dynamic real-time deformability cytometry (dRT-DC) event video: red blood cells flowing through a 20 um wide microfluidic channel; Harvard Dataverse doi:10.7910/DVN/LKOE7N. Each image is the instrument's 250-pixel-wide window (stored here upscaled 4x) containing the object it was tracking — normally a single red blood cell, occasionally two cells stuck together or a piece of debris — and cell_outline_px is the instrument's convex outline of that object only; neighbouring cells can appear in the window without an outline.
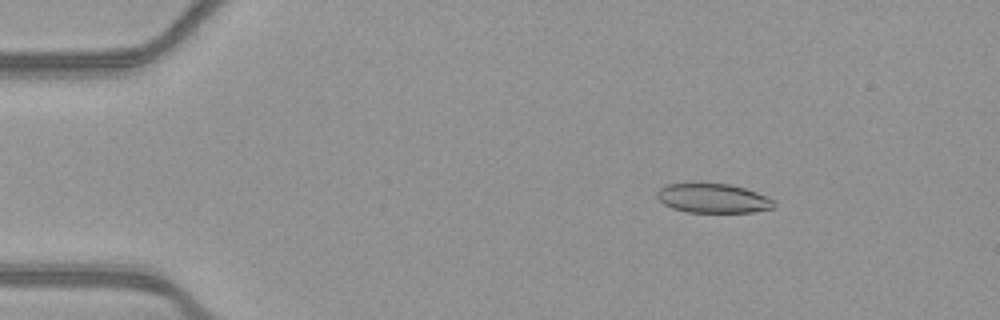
{"species": "common noctule bat (a hibernating species)", "species_latin": "Nyctalus noctula", "temperature_condition": "warm", "stored_images_in_passage": 46, "camera_frame_rate_fps": 3000, "um_per_image_px": 0.085, "animal": {"sex": "female", "body_mass_g": 21.9}, "frame": {"image": 1, "passage_image": 1, "time_ms": 0.0, "image_size_px": [1000, 320], "cell_outline_px": [[776, 204], [772, 208], [752, 212], [688, 212], [672, 208], [664, 204], [656, 196], [656, 192], [664, 184], [688, 180], [732, 184], [768, 196]], "centroid_in_image_um": [60.53, 16.79], "position_along_channel_um": 24.5, "area_um2": 20.81}}
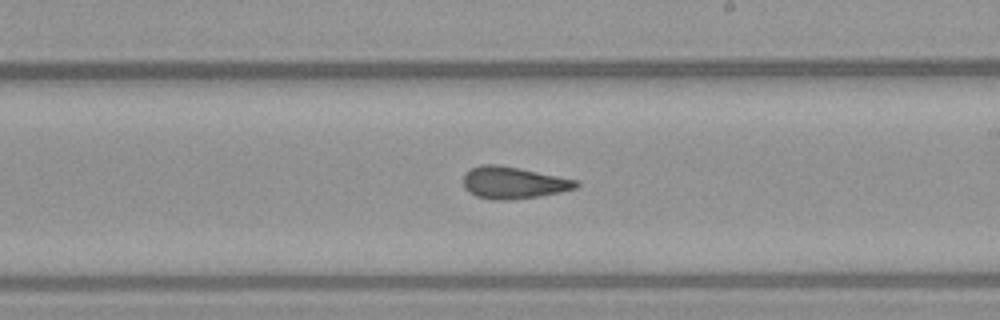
{"frame": {"image": 2, "passage_image": 24, "time_ms": 7.667, "image_size_px": [1000, 320], "cell_outline_px": [[580, 184], [576, 188], [560, 192], [540, 196], [508, 200], [492, 200], [476, 196], [468, 192], [464, 188], [464, 172], [472, 168], [484, 164], [500, 164], [520, 168], [576, 180]], "centroid_in_image_um": [43.6, 15.53], "position_along_channel_um": 245.4, "area_um2": 21.04}}
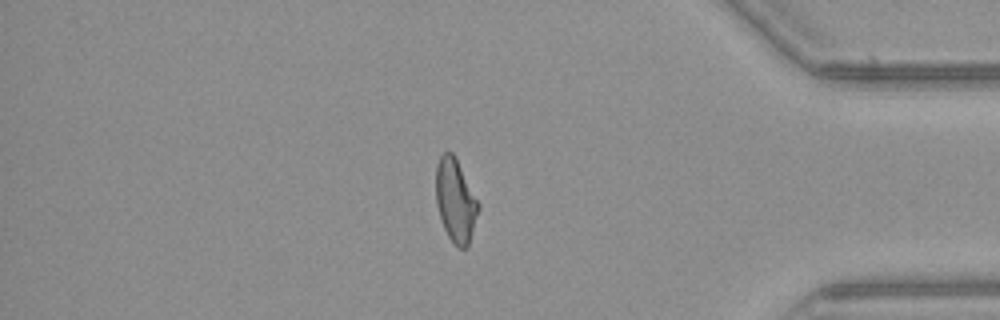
{"frame": {"image": 3, "passage_image": 38, "time_ms": 12.333, "image_size_px": [1000, 320], "cell_outline_px": [[480, 208], [468, 248], [460, 248], [448, 236], [444, 228], [436, 204], [436, 164], [440, 156], [444, 152], [452, 152], [456, 156], [480, 204]], "centroid_in_image_um": [38.74, 17.02], "position_along_channel_um": 396.5, "area_um2": 20.75}, "authors_computed_cell_mechanics": {"area_um2": 21.0392, "velocity_mm_per_s": 3.8997, "shape_relaxation_time_tau1_ms": null, "shape_relaxation_time_tau2_ms": 1.8693, "deformation_change_tau1": null, "deformation_change_tau2": 0.1013}}